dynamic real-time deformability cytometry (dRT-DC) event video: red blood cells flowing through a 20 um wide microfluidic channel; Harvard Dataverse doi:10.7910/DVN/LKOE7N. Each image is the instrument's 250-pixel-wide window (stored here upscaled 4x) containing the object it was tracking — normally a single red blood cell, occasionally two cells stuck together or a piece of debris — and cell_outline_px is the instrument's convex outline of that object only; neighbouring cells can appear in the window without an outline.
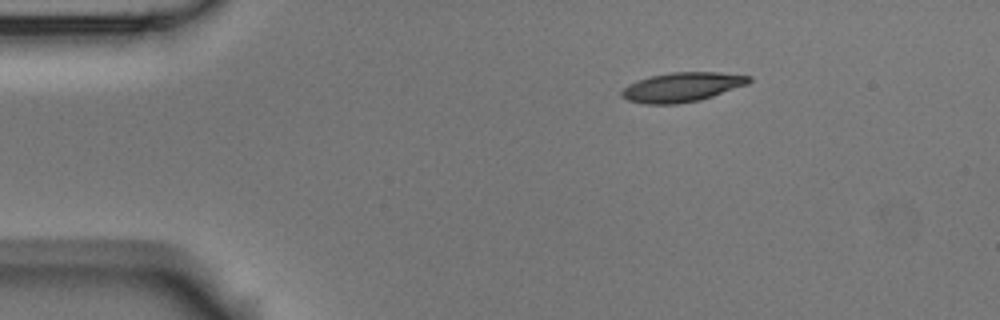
{"species": "Egyptian fruit bat (a non-hibernating species)", "species_latin": "Rousettus aegyptiacus", "temperature_condition": "room temperature", "stored_images_in_passage": 3, "camera_frame_rate_fps": 3000, "um_per_image_px": 0.085, "animal": {"sex": "male"}, "frame": {"image": 1, "passage_image": 1, "time_ms": 0.0, "image_size_px": [1000, 320], "cell_outline_px": [[752, 80], [748, 84], [700, 100], [676, 104], [644, 104], [628, 100], [620, 96], [620, 92], [628, 84], [636, 80], [652, 76], [672, 72], [720, 72], [752, 76]], "centroid_in_image_um": [57.97, 7.4], "position_along_channel_um": 27.0, "area_um2": 21.85}}